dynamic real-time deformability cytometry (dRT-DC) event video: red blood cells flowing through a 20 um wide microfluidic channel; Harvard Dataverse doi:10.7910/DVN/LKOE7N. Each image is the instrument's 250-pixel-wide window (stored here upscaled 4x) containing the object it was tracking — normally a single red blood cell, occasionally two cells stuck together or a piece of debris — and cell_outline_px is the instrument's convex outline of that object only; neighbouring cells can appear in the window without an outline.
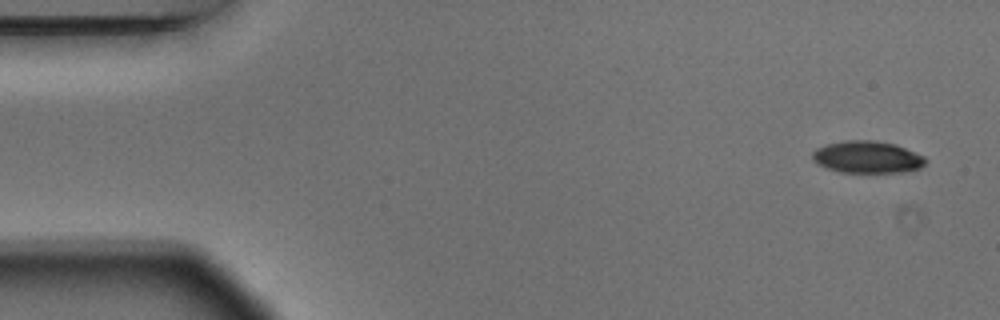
{"species": "Egyptian fruit bat (a non-hibernating species)", "species_latin": "Rousettus aegyptiacus", "temperature_condition": "warm", "stored_images_in_passage": 7, "camera_frame_rate_fps": 3000, "um_per_image_px": 0.085, "animal": {"sex": "male"}, "frame": {"image": 1, "passage_image": 1, "time_ms": 0.0, "image_size_px": [1000, 320], "cell_outline_px": [[928, 160], [920, 168], [904, 172], [840, 172], [828, 168], [812, 160], [812, 152], [816, 148], [828, 144], [844, 140], [876, 140], [896, 144], [924, 156]], "centroid_in_image_um": [73.74, 13.34], "position_along_channel_um": 11.3, "area_um2": 21.15}}
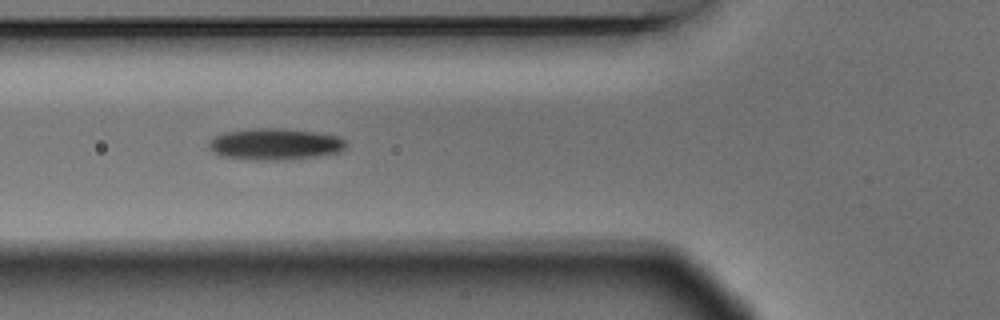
{"frame": {"image": 2, "passage_image": 6, "time_ms": 1.667, "image_size_px": [1000, 320], "cell_outline_px": [[344, 148], [340, 152], [316, 156], [276, 160], [252, 160], [220, 156], [212, 152], [208, 144], [208, 140], [224, 132], [252, 128], [292, 128], [340, 136], [344, 140]], "centroid_in_image_um": [23.34, 12.24], "position_along_channel_um": 102.5, "area_um2": 25.37}}
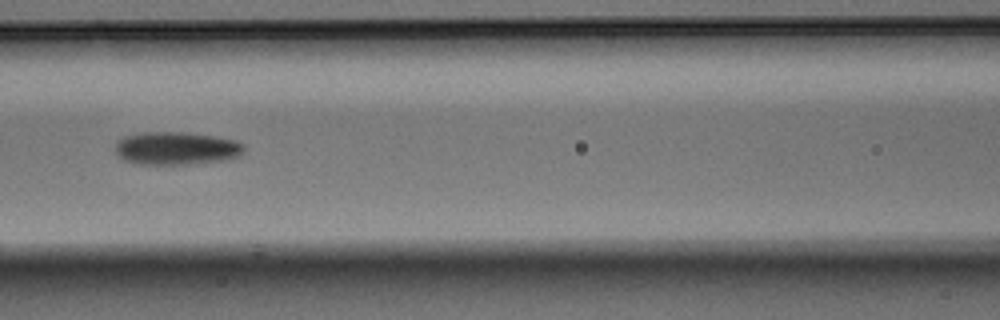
{"frame": {"image": 3, "passage_image": 7, "time_ms": 2.0, "image_size_px": [1000, 320], "cell_outline_px": [[244, 152], [240, 156], [228, 160], [188, 164], [140, 164], [124, 160], [116, 152], [116, 140], [124, 136], [144, 132], [184, 132], [216, 136], [236, 140], [244, 144]], "centroid_in_image_um": [15.03, 12.6], "position_along_channel_um": 151.6, "area_um2": 24.97}}